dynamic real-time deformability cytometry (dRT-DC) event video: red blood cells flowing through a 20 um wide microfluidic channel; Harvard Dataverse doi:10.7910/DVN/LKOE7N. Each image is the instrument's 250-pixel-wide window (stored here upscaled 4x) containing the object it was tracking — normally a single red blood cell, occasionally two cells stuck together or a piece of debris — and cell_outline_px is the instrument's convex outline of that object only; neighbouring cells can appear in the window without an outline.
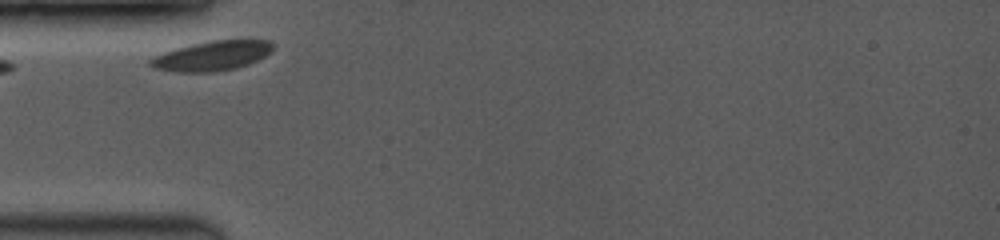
{"species": "common noctule bat (a hibernating species)", "species_latin": "Nyctalus noctula", "temperature_condition": "room temperature", "stored_images_in_passage": 7, "camera_frame_rate_fps": 3500, "um_per_image_px": 0.085, "animal": {"sex": "female", "body_mass_g": 19.0, "forearm_length_mm": 53.3}, "frame": {"image": 1, "passage_image": 2, "time_ms": 0.286, "image_size_px": [1000, 240], "cell_outline_px": [[272, 52], [248, 64], [236, 68], [216, 72], [176, 72], [152, 68], [148, 64], [148, 60], [152, 56], [176, 48], [192, 44], [212, 40], [268, 40], [272, 44]], "centroid_in_image_um": [17.96, 4.76], "position_along_channel_um": 67.0, "area_um2": 21.27}}